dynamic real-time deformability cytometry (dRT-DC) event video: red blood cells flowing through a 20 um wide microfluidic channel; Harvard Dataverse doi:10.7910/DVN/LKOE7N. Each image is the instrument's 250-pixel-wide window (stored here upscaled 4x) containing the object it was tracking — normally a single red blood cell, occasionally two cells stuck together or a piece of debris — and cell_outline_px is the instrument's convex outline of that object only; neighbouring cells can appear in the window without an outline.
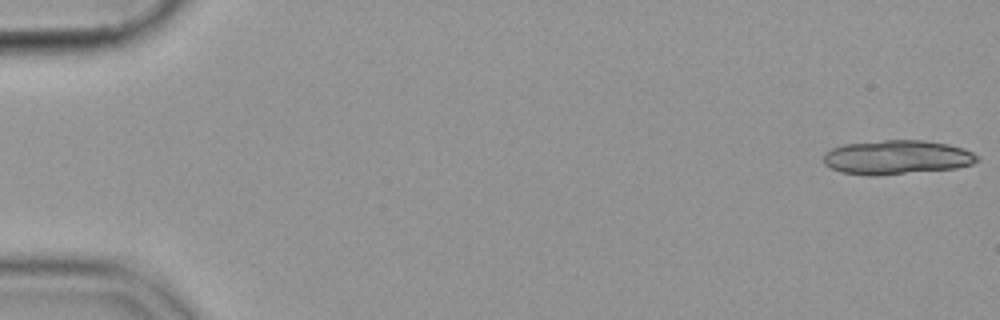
{"species": "common noctule bat (a hibernating species)", "species_latin": "Nyctalus noctula", "temperature_condition": "cold", "stored_images_in_passage": 16, "camera_frame_rate_fps": 3000, "um_per_image_px": 0.085, "animal": {"sex": "female", "body_mass_g": 19.9}, "frame": {"image": 1, "passage_image": 1, "time_ms": 0.0, "image_size_px": [1000, 320], "cell_outline_px": [[980, 160], [972, 164], [956, 168], [872, 176], [868, 176], [840, 172], [824, 164], [824, 156], [832, 148], [844, 144], [884, 140], [924, 140], [948, 144], [964, 148], [972, 152]], "centroid_in_image_um": [76.24, 13.37], "position_along_channel_um": 8.8, "area_um2": 30.52}}